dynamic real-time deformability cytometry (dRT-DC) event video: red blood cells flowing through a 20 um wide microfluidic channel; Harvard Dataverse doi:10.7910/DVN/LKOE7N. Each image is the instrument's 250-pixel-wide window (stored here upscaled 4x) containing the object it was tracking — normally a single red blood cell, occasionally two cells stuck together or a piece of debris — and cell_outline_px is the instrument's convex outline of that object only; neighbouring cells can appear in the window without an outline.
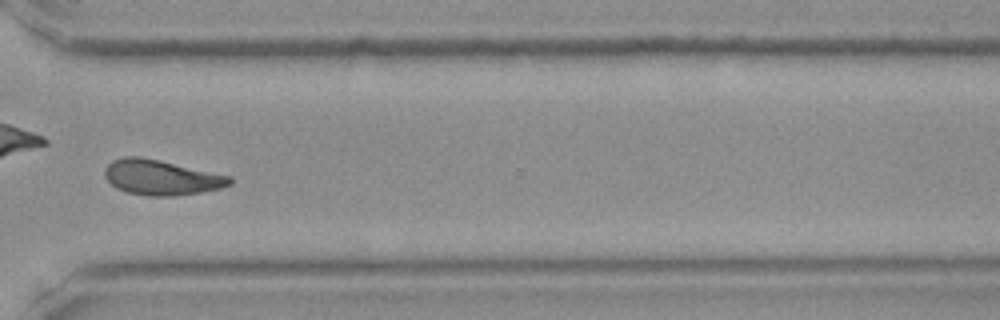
{"species": "Egyptian fruit bat (a non-hibernating species)", "species_latin": "Rousettus aegyptiacus", "temperature_condition": "room temperature", "stored_images_in_passage": 38, "camera_frame_rate_fps": 3000, "um_per_image_px": 0.085, "frame": {"image": 1, "passage_image": 27, "time_ms": 8.667, "image_size_px": [1000, 320], "cell_outline_px": [[232, 184], [220, 188], [200, 192], [172, 196], [148, 196], [128, 192], [116, 188], [104, 176], [104, 168], [112, 160], [124, 156], [140, 156], [160, 160], [232, 176]], "centroid_in_image_um": [13.7, 15.07], "position_along_channel_um": 356.9, "area_um2": 25.66}}
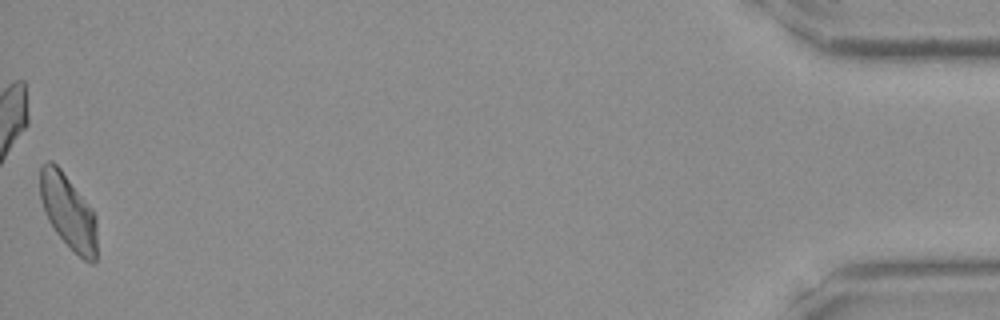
{"frame": {"image": 2, "passage_image": 38, "time_ms": 12.333, "image_size_px": [1000, 320], "cell_outline_px": [[96, 264], [92, 264], [84, 260], [56, 232], [48, 220], [40, 200], [40, 168], [48, 160], [52, 160], [60, 168], [92, 208], [96, 216]], "centroid_in_image_um": [5.81, 17.98], "position_along_channel_um": 429.4, "area_um2": 24.57}}